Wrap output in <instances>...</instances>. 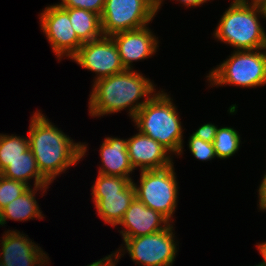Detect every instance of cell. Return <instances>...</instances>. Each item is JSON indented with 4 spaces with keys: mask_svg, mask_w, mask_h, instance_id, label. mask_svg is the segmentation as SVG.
I'll use <instances>...</instances> for the list:
<instances>
[{
    "mask_svg": "<svg viewBox=\"0 0 266 266\" xmlns=\"http://www.w3.org/2000/svg\"><path fill=\"white\" fill-rule=\"evenodd\" d=\"M174 1V0H173ZM177 2L179 1L181 4H183V6L185 7H197V6H200V5H203L204 3H206L207 1H210V0H176ZM163 0H157L156 1V11L158 13V11L160 10L161 6H163Z\"/></svg>",
    "mask_w": 266,
    "mask_h": 266,
    "instance_id": "obj_27",
    "label": "cell"
},
{
    "mask_svg": "<svg viewBox=\"0 0 266 266\" xmlns=\"http://www.w3.org/2000/svg\"><path fill=\"white\" fill-rule=\"evenodd\" d=\"M3 226V210L2 207L0 206V226Z\"/></svg>",
    "mask_w": 266,
    "mask_h": 266,
    "instance_id": "obj_30",
    "label": "cell"
},
{
    "mask_svg": "<svg viewBox=\"0 0 266 266\" xmlns=\"http://www.w3.org/2000/svg\"><path fill=\"white\" fill-rule=\"evenodd\" d=\"M261 183L259 185L258 189V207L260 211L265 212L266 211V172L264 176L262 177Z\"/></svg>",
    "mask_w": 266,
    "mask_h": 266,
    "instance_id": "obj_26",
    "label": "cell"
},
{
    "mask_svg": "<svg viewBox=\"0 0 266 266\" xmlns=\"http://www.w3.org/2000/svg\"><path fill=\"white\" fill-rule=\"evenodd\" d=\"M213 147L219 159H228L239 151L241 137L237 130L232 127H219L217 129Z\"/></svg>",
    "mask_w": 266,
    "mask_h": 266,
    "instance_id": "obj_20",
    "label": "cell"
},
{
    "mask_svg": "<svg viewBox=\"0 0 266 266\" xmlns=\"http://www.w3.org/2000/svg\"><path fill=\"white\" fill-rule=\"evenodd\" d=\"M170 95L157 91L135 114L132 121L142 134L156 140L171 154H183V129ZM182 153V154H181Z\"/></svg>",
    "mask_w": 266,
    "mask_h": 266,
    "instance_id": "obj_3",
    "label": "cell"
},
{
    "mask_svg": "<svg viewBox=\"0 0 266 266\" xmlns=\"http://www.w3.org/2000/svg\"><path fill=\"white\" fill-rule=\"evenodd\" d=\"M228 57L209 71L206 76L209 87L256 88L266 85V48L234 50Z\"/></svg>",
    "mask_w": 266,
    "mask_h": 266,
    "instance_id": "obj_5",
    "label": "cell"
},
{
    "mask_svg": "<svg viewBox=\"0 0 266 266\" xmlns=\"http://www.w3.org/2000/svg\"><path fill=\"white\" fill-rule=\"evenodd\" d=\"M171 222L160 212L147 207L137 198L133 200L118 225L123 241L127 238L145 236L167 228Z\"/></svg>",
    "mask_w": 266,
    "mask_h": 266,
    "instance_id": "obj_15",
    "label": "cell"
},
{
    "mask_svg": "<svg viewBox=\"0 0 266 266\" xmlns=\"http://www.w3.org/2000/svg\"><path fill=\"white\" fill-rule=\"evenodd\" d=\"M28 148V137L0 133V172Z\"/></svg>",
    "mask_w": 266,
    "mask_h": 266,
    "instance_id": "obj_21",
    "label": "cell"
},
{
    "mask_svg": "<svg viewBox=\"0 0 266 266\" xmlns=\"http://www.w3.org/2000/svg\"><path fill=\"white\" fill-rule=\"evenodd\" d=\"M30 186L23 182L9 179L0 174V206L3 208L21 194Z\"/></svg>",
    "mask_w": 266,
    "mask_h": 266,
    "instance_id": "obj_22",
    "label": "cell"
},
{
    "mask_svg": "<svg viewBox=\"0 0 266 266\" xmlns=\"http://www.w3.org/2000/svg\"><path fill=\"white\" fill-rule=\"evenodd\" d=\"M258 252L261 254L263 260L262 262H260V264L262 266H266V241L262 242V243H258V245L256 246Z\"/></svg>",
    "mask_w": 266,
    "mask_h": 266,
    "instance_id": "obj_29",
    "label": "cell"
},
{
    "mask_svg": "<svg viewBox=\"0 0 266 266\" xmlns=\"http://www.w3.org/2000/svg\"><path fill=\"white\" fill-rule=\"evenodd\" d=\"M127 149L134 170H157L171 166L172 154L156 140L138 132L127 139Z\"/></svg>",
    "mask_w": 266,
    "mask_h": 266,
    "instance_id": "obj_14",
    "label": "cell"
},
{
    "mask_svg": "<svg viewBox=\"0 0 266 266\" xmlns=\"http://www.w3.org/2000/svg\"><path fill=\"white\" fill-rule=\"evenodd\" d=\"M17 231V232H16ZM0 240V266H45L49 257L40 246L18 230H8Z\"/></svg>",
    "mask_w": 266,
    "mask_h": 266,
    "instance_id": "obj_12",
    "label": "cell"
},
{
    "mask_svg": "<svg viewBox=\"0 0 266 266\" xmlns=\"http://www.w3.org/2000/svg\"><path fill=\"white\" fill-rule=\"evenodd\" d=\"M33 113L28 131L29 149L41 175L51 184L87 155L88 144L73 141L40 110Z\"/></svg>",
    "mask_w": 266,
    "mask_h": 266,
    "instance_id": "obj_1",
    "label": "cell"
},
{
    "mask_svg": "<svg viewBox=\"0 0 266 266\" xmlns=\"http://www.w3.org/2000/svg\"><path fill=\"white\" fill-rule=\"evenodd\" d=\"M100 158L102 165L99 174L130 177L134 173L127 149V139L118 137H105L100 146Z\"/></svg>",
    "mask_w": 266,
    "mask_h": 266,
    "instance_id": "obj_16",
    "label": "cell"
},
{
    "mask_svg": "<svg viewBox=\"0 0 266 266\" xmlns=\"http://www.w3.org/2000/svg\"><path fill=\"white\" fill-rule=\"evenodd\" d=\"M140 172L139 185L133 180L136 198L173 223L179 189L174 164L163 169Z\"/></svg>",
    "mask_w": 266,
    "mask_h": 266,
    "instance_id": "obj_6",
    "label": "cell"
},
{
    "mask_svg": "<svg viewBox=\"0 0 266 266\" xmlns=\"http://www.w3.org/2000/svg\"><path fill=\"white\" fill-rule=\"evenodd\" d=\"M115 42L125 69L132 70L133 62L145 60L153 56L159 47L158 37L149 26L122 31L111 35Z\"/></svg>",
    "mask_w": 266,
    "mask_h": 266,
    "instance_id": "obj_13",
    "label": "cell"
},
{
    "mask_svg": "<svg viewBox=\"0 0 266 266\" xmlns=\"http://www.w3.org/2000/svg\"><path fill=\"white\" fill-rule=\"evenodd\" d=\"M218 126L212 123H205L200 126L195 132H193V136L207 142H213Z\"/></svg>",
    "mask_w": 266,
    "mask_h": 266,
    "instance_id": "obj_25",
    "label": "cell"
},
{
    "mask_svg": "<svg viewBox=\"0 0 266 266\" xmlns=\"http://www.w3.org/2000/svg\"><path fill=\"white\" fill-rule=\"evenodd\" d=\"M238 3H241L243 5L251 6V7H257L266 10V0H235Z\"/></svg>",
    "mask_w": 266,
    "mask_h": 266,
    "instance_id": "obj_28",
    "label": "cell"
},
{
    "mask_svg": "<svg viewBox=\"0 0 266 266\" xmlns=\"http://www.w3.org/2000/svg\"><path fill=\"white\" fill-rule=\"evenodd\" d=\"M92 188V200L98 216L112 227L122 220L136 198L133 179L99 174Z\"/></svg>",
    "mask_w": 266,
    "mask_h": 266,
    "instance_id": "obj_7",
    "label": "cell"
},
{
    "mask_svg": "<svg viewBox=\"0 0 266 266\" xmlns=\"http://www.w3.org/2000/svg\"><path fill=\"white\" fill-rule=\"evenodd\" d=\"M49 187H30L21 194L18 198L7 204L2 208L3 210V226L7 223V220L14 221H29L35 218L42 219L45 218L44 214L39 208V204L36 200L37 191L43 190L42 193H46Z\"/></svg>",
    "mask_w": 266,
    "mask_h": 266,
    "instance_id": "obj_17",
    "label": "cell"
},
{
    "mask_svg": "<svg viewBox=\"0 0 266 266\" xmlns=\"http://www.w3.org/2000/svg\"><path fill=\"white\" fill-rule=\"evenodd\" d=\"M105 0H61L58 4L62 8H78L94 12L101 16Z\"/></svg>",
    "mask_w": 266,
    "mask_h": 266,
    "instance_id": "obj_24",
    "label": "cell"
},
{
    "mask_svg": "<svg viewBox=\"0 0 266 266\" xmlns=\"http://www.w3.org/2000/svg\"><path fill=\"white\" fill-rule=\"evenodd\" d=\"M6 178L13 179L30 185V179H34L33 187H49L50 183L41 175L35 157L28 148L22 156L10 162L1 172Z\"/></svg>",
    "mask_w": 266,
    "mask_h": 266,
    "instance_id": "obj_18",
    "label": "cell"
},
{
    "mask_svg": "<svg viewBox=\"0 0 266 266\" xmlns=\"http://www.w3.org/2000/svg\"><path fill=\"white\" fill-rule=\"evenodd\" d=\"M156 15V0H105L100 16L103 36L142 28Z\"/></svg>",
    "mask_w": 266,
    "mask_h": 266,
    "instance_id": "obj_9",
    "label": "cell"
},
{
    "mask_svg": "<svg viewBox=\"0 0 266 266\" xmlns=\"http://www.w3.org/2000/svg\"><path fill=\"white\" fill-rule=\"evenodd\" d=\"M69 13L72 28L83 42H90L103 36L101 18L98 14L78 8H64Z\"/></svg>",
    "mask_w": 266,
    "mask_h": 266,
    "instance_id": "obj_19",
    "label": "cell"
},
{
    "mask_svg": "<svg viewBox=\"0 0 266 266\" xmlns=\"http://www.w3.org/2000/svg\"><path fill=\"white\" fill-rule=\"evenodd\" d=\"M71 60L95 73L93 82L126 70L111 36L83 43Z\"/></svg>",
    "mask_w": 266,
    "mask_h": 266,
    "instance_id": "obj_11",
    "label": "cell"
},
{
    "mask_svg": "<svg viewBox=\"0 0 266 266\" xmlns=\"http://www.w3.org/2000/svg\"><path fill=\"white\" fill-rule=\"evenodd\" d=\"M213 32V38L237 50L266 48V32L260 18L266 20V10L243 5L233 0Z\"/></svg>",
    "mask_w": 266,
    "mask_h": 266,
    "instance_id": "obj_4",
    "label": "cell"
},
{
    "mask_svg": "<svg viewBox=\"0 0 266 266\" xmlns=\"http://www.w3.org/2000/svg\"><path fill=\"white\" fill-rule=\"evenodd\" d=\"M173 231L174 226L171 223L164 230L127 238L123 241L125 246L116 250L114 254L119 261L121 256L128 252L131 260L139 266H173L179 249Z\"/></svg>",
    "mask_w": 266,
    "mask_h": 266,
    "instance_id": "obj_8",
    "label": "cell"
},
{
    "mask_svg": "<svg viewBox=\"0 0 266 266\" xmlns=\"http://www.w3.org/2000/svg\"><path fill=\"white\" fill-rule=\"evenodd\" d=\"M187 145L192 155L200 161H209L217 157L212 142L203 141L191 134Z\"/></svg>",
    "mask_w": 266,
    "mask_h": 266,
    "instance_id": "obj_23",
    "label": "cell"
},
{
    "mask_svg": "<svg viewBox=\"0 0 266 266\" xmlns=\"http://www.w3.org/2000/svg\"><path fill=\"white\" fill-rule=\"evenodd\" d=\"M39 19L41 30L46 35L57 59L61 61L65 56L71 59L83 42L72 28L69 13L58 4H53L40 13Z\"/></svg>",
    "mask_w": 266,
    "mask_h": 266,
    "instance_id": "obj_10",
    "label": "cell"
},
{
    "mask_svg": "<svg viewBox=\"0 0 266 266\" xmlns=\"http://www.w3.org/2000/svg\"><path fill=\"white\" fill-rule=\"evenodd\" d=\"M92 85L88 102L91 117H103L128 109V116L132 120L157 91L156 85L149 78L134 69H126L121 73L99 79ZM143 98L145 99L141 101Z\"/></svg>",
    "mask_w": 266,
    "mask_h": 266,
    "instance_id": "obj_2",
    "label": "cell"
}]
</instances>
